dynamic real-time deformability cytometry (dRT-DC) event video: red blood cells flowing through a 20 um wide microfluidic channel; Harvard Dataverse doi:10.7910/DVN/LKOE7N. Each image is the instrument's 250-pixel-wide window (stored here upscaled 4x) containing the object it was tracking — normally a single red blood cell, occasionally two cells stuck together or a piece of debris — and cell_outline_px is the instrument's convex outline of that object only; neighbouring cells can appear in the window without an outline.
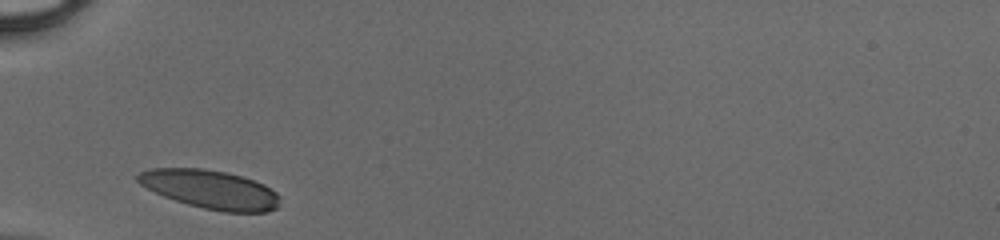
{"species": "human", "species_latin": "Homo sapiens", "temperature_condition": "cold", "stored_images_in_passage": 24, "camera_frame_rate_fps": 3000, "um_per_image_px": 0.085, "donor": {"sex": "male"}, "frame": {"image": 1, "passage_image": 1, "time_ms": 0.0, "image_size_px": [1000, 240], "cell_outline_px": [[280, 196], [276, 208], [268, 212], [224, 212], [204, 208], [188, 204], [164, 196], [140, 184], [136, 180], [136, 176], [140, 172], [152, 168], [204, 168], [224, 172], [240, 176], [264, 184], [276, 192]], "centroid_in_image_um": [17.88, 16.1], "position_along_channel_um": 67.1, "area_um2": 31.73}}
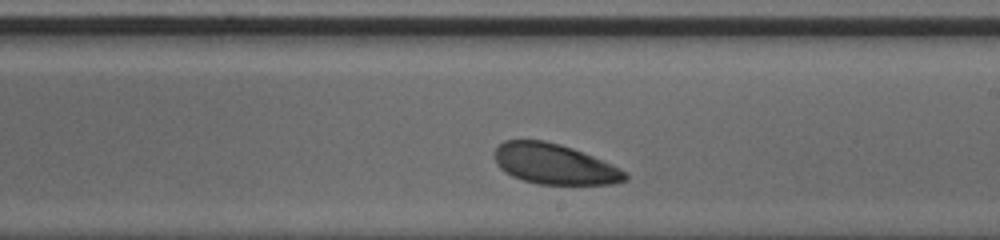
{"frame": {"image": 2, "passage_image": 14, "time_ms": 4.333, "image_size_px": [1000, 240], "cell_outline_px": [[628, 180], [616, 184], [536, 184], [512, 176], [504, 172], [496, 164], [496, 148], [504, 140], [544, 140], [560, 144], [572, 148], [612, 164], [620, 168], [628, 176]], "centroid_in_image_um": [47.13, 13.95], "position_along_channel_um": 241.9, "area_um2": 30.63}}
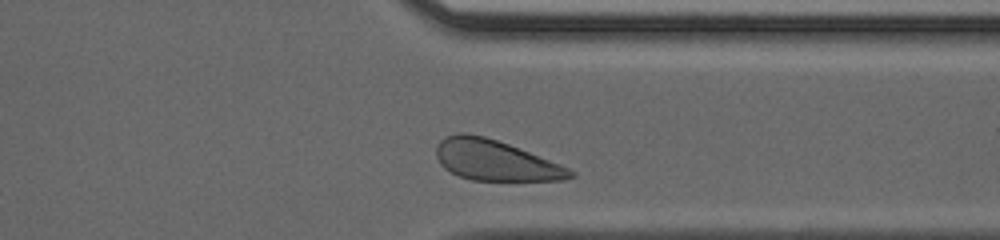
{"frame": {"image": 3, "passage_image": 23, "time_ms": 7.333, "image_size_px": [1000, 240], "cell_outline_px": [[576, 176], [564, 180], [472, 180], [460, 176], [444, 168], [440, 164], [436, 156], [436, 144], [440, 140], [456, 132], [464, 132], [484, 136], [508, 144], [568, 168], [576, 172]], "centroid_in_image_um": [42.06, 13.62], "position_along_channel_um": 369.3, "area_um2": 31.27}}